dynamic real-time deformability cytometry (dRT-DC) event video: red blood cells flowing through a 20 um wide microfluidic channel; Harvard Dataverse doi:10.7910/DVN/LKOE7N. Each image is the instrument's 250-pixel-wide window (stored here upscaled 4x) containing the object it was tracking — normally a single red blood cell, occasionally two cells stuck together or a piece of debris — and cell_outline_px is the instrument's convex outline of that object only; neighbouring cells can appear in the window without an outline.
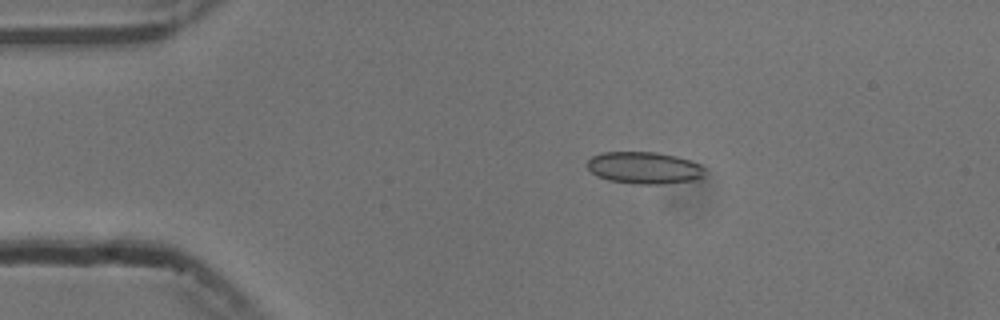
{"species": "common noctule bat (a hibernating species)", "species_latin": "Nyctalus noctula", "temperature_condition": "cold", "stored_images_in_passage": 46, "camera_frame_rate_fps": 3000, "um_per_image_px": 0.085, "animal": {"sex": "male", "body_mass_g": 13.3}, "frame": {"image": 1, "passage_image": 2, "time_ms": 0.333, "image_size_px": [1000, 320], "cell_outline_px": [[704, 176], [692, 180], [660, 184], [640, 184], [608, 180], [596, 176], [588, 168], [588, 160], [592, 156], [600, 152], [656, 152], [676, 156], [700, 164], [704, 168]], "centroid_in_image_um": [54.73, 14.26], "position_along_channel_um": 30.3, "area_um2": 21.79}}
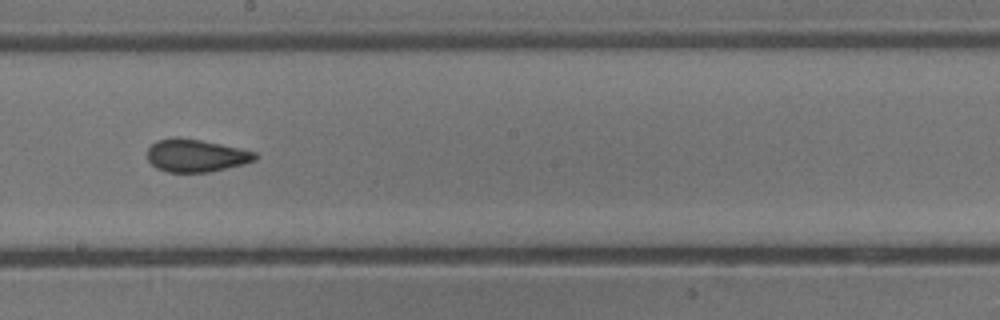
{"frame": {"image": 2, "passage_image": 22, "time_ms": 7.0, "image_size_px": [1000, 320], "cell_outline_px": [[256, 160], [244, 164], [208, 172], [168, 172], [156, 168], [148, 160], [148, 148], [156, 140], [172, 136], [180, 136], [240, 148], [256, 152]], "centroid_in_image_um": [16.63, 13.21], "position_along_channel_um": 231.6, "area_um2": 20.63}}
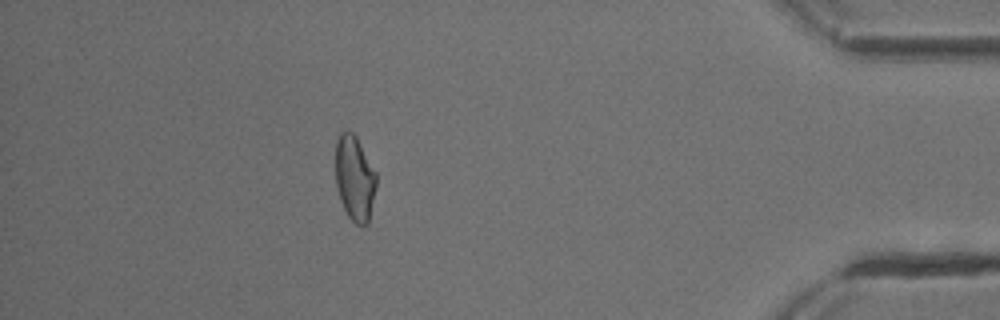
{"frame": {"image": 3, "passage_image": 40, "time_ms": 13.0, "image_size_px": [1000, 320], "cell_outline_px": [[376, 188], [368, 224], [364, 228], [360, 228], [348, 216], [340, 200], [336, 188], [336, 140], [340, 132], [344, 128], [352, 132], [356, 136], [376, 172]], "centroid_in_image_um": [30.14, 15.16], "position_along_channel_um": 405.1, "area_um2": 20.58}, "authors_computed_cell_mechanics": {"area_um2": 20.8947, "velocity_mm_per_s": 3.7535, "shape_relaxation_time_tau1_ms": 9.7362, "shape_relaxation_time_tau2_ms": 1.3063, "deformation_change_tau1": 0.1442, "deformation_change_tau2": 0.0622}}